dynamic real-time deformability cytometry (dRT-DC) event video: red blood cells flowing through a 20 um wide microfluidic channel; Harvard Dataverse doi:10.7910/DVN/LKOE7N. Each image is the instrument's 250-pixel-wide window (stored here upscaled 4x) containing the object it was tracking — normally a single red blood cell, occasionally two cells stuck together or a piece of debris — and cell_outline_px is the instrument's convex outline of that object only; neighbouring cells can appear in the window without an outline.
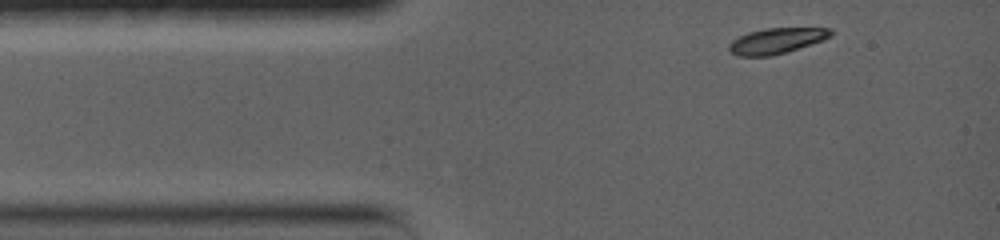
{"species": "common noctule bat (a hibernating species)", "species_latin": "Nyctalus noctula", "temperature_condition": "warm", "stored_images_in_passage": 29, "camera_frame_rate_fps": 5000, "um_per_image_px": 0.085, "animal": {"sex": "female", "body_mass_g": 19.0, "forearm_length_mm": 56.7}, "frame": {"image": 1, "passage_image": 1, "time_ms": 0.0, "image_size_px": [1000, 240], "cell_outline_px": [[832, 36], [824, 40], [788, 52], [772, 56], [740, 56], [728, 52], [728, 44], [732, 40], [748, 32], [764, 28], [832, 28]], "centroid_in_image_um": [66.0, 3.47], "position_along_channel_um": 19.0, "area_um2": 15.43}}
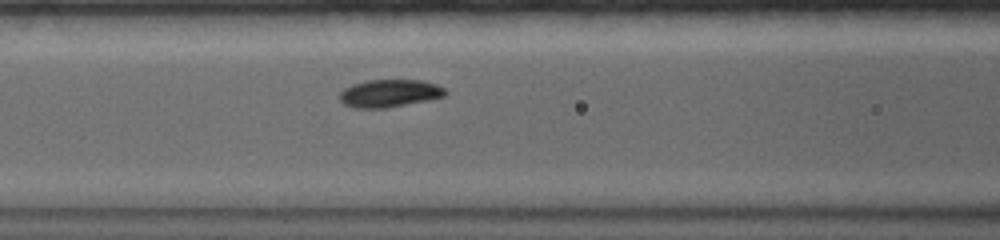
{"frame": {"image": 2, "passage_image": 11, "time_ms": 4.2, "image_size_px": [1000, 240], "cell_outline_px": [[448, 92], [444, 96], [428, 100], [384, 108], [356, 108], [344, 104], [340, 100], [340, 92], [344, 88], [352, 84], [364, 80], [424, 80], [436, 84], [444, 88]], "centroid_in_image_um": [33.1, 7.92], "position_along_channel_um": 133.5, "area_um2": 17.05}}
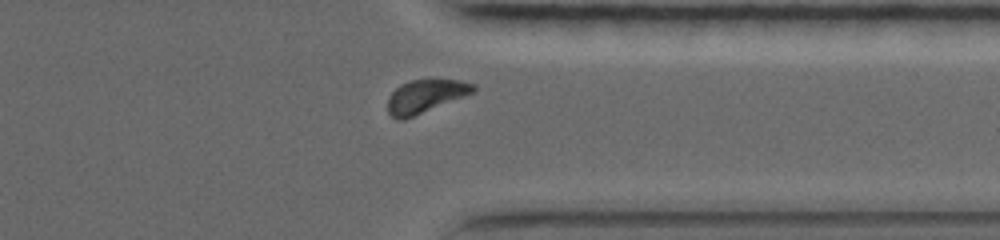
{"frame": {"image": 3, "passage_image": 24, "time_ms": 10.8, "image_size_px": [1000, 240], "cell_outline_px": [[476, 88], [472, 92], [464, 96], [404, 120], [396, 120], [388, 112], [388, 96], [400, 84], [412, 80], [460, 80], [476, 84]], "centroid_in_image_um": [36.13, 8.18], "position_along_channel_um": 375.3, "area_um2": 16.36}, "authors_computed_cell_mechanics": {"area_um2": 16.3574, "velocity_mm_per_s": 3.6762, "shape_relaxation_time_tau1_ms": 2.9408, "shape_relaxation_time_tau2_ms": null, "deformation_change_tau1": 0.1515, "deformation_change_tau2": null}}